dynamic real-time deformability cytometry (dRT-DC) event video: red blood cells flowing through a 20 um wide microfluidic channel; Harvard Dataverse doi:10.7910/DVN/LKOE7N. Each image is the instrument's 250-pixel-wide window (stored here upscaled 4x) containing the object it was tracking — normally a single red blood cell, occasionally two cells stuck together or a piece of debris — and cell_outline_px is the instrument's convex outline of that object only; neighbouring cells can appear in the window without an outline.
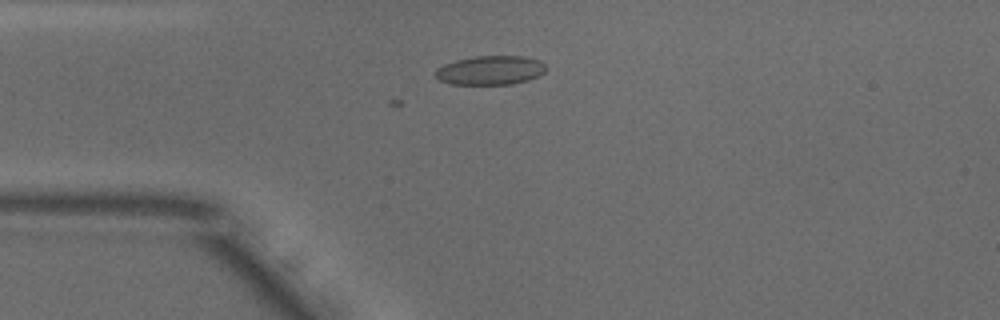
{"species": "common noctule bat (a hibernating species)", "species_latin": "Nyctalus noctula", "temperature_condition": "warm", "stored_images_in_passage": 6, "camera_frame_rate_fps": 3000, "um_per_image_px": 0.085, "animal": {"sex": "male", "body_mass_g": 18.8}, "frame": {"image": 1, "passage_image": 1, "time_ms": 0.0, "image_size_px": [1000, 320], "cell_outline_px": [[544, 72], [540, 76], [528, 80], [512, 84], [452, 84], [440, 80], [436, 76], [436, 68], [444, 64], [456, 60], [476, 56], [524, 56], [540, 60], [544, 64]], "centroid_in_image_um": [41.7, 5.97], "position_along_channel_um": 43.3, "area_um2": 18.67}}